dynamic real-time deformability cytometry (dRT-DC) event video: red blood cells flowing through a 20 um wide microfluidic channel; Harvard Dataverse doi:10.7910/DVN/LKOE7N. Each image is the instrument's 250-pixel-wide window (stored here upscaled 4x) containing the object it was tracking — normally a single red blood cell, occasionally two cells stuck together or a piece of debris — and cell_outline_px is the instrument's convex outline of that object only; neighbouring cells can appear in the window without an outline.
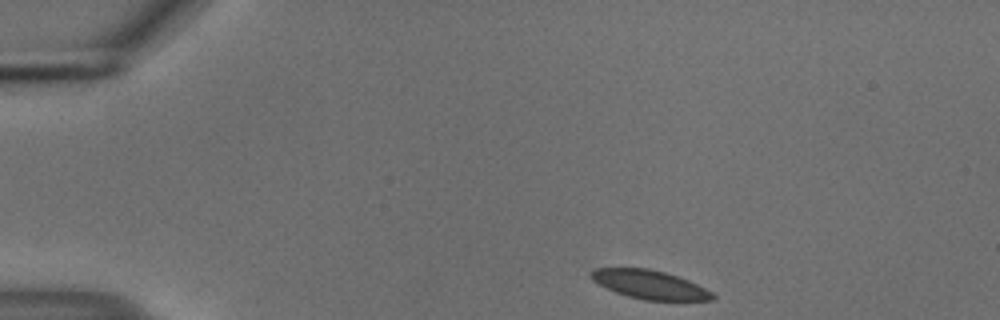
{"species": "common noctule bat (a hibernating species)", "species_latin": "Nyctalus noctula", "temperature_condition": "cold", "stored_images_in_passage": 46, "camera_frame_rate_fps": 3000, "um_per_image_px": 0.085, "animal": {"sex": "male", "body_mass_g": 18.8}, "frame": {"image": 1, "passage_image": 1, "time_ms": 0.0, "image_size_px": [1000, 320], "cell_outline_px": [[716, 296], [712, 300], [644, 300], [628, 296], [616, 292], [592, 280], [588, 276], [588, 272], [592, 268], [648, 268], [664, 272], [688, 280], [712, 292]], "centroid_in_image_um": [55.18, 24.18], "position_along_channel_um": 29.8, "area_um2": 20.17}}
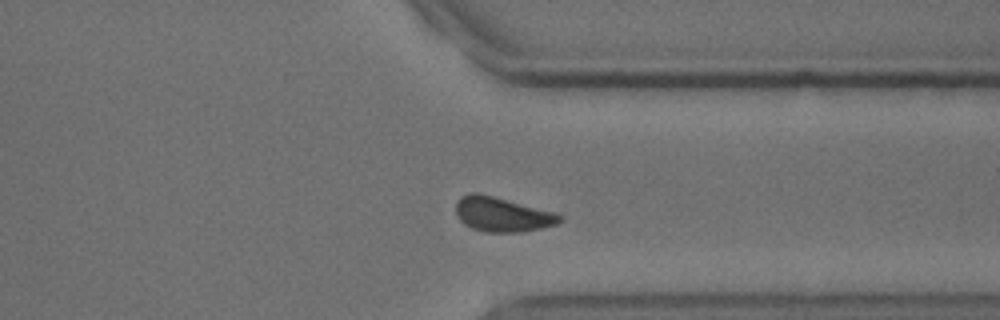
{"frame": {"image": 2, "passage_image": 34, "time_ms": 11.0, "image_size_px": [1000, 320], "cell_outline_px": [[564, 220], [556, 224], [540, 228], [520, 232], [484, 232], [472, 228], [464, 224], [456, 216], [456, 200], [460, 196], [468, 192], [476, 192], [556, 212], [564, 216]], "centroid_in_image_um": [42.67, 18.22], "position_along_channel_um": 368.7, "area_um2": 21.1}}
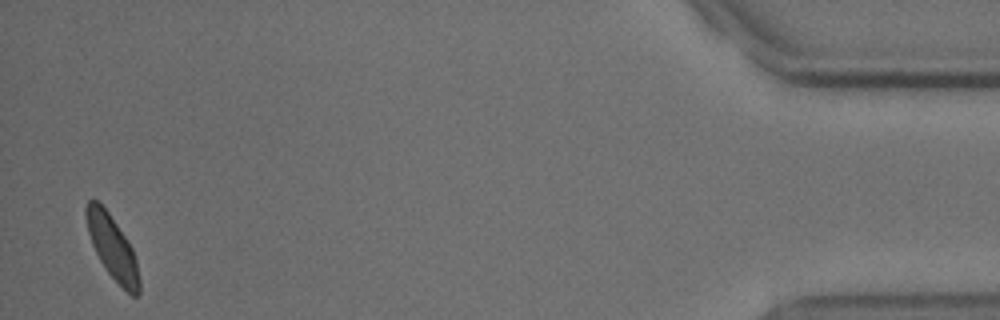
{"frame": {"image": 3, "passage_image": 45, "time_ms": 14.667, "image_size_px": [1000, 320], "cell_outline_px": [[140, 292], [136, 296], [132, 296], [108, 272], [100, 260], [92, 244], [88, 232], [84, 212], [84, 208], [88, 200], [96, 200], [108, 212], [132, 248], [136, 260], [140, 280]], "centroid_in_image_um": [9.54, 21.02], "position_along_channel_um": 425.7, "area_um2": 19.19}, "authors_computed_cell_mechanics": {"area_um2": 21.0103, "velocity_mm_per_s": 3.6911, "shape_relaxation_time_tau1_ms": 3.4596, "shape_relaxation_time_tau2_ms": 1.366, "deformation_change_tau1": 0.0699, "deformation_change_tau2": 0.0448}}